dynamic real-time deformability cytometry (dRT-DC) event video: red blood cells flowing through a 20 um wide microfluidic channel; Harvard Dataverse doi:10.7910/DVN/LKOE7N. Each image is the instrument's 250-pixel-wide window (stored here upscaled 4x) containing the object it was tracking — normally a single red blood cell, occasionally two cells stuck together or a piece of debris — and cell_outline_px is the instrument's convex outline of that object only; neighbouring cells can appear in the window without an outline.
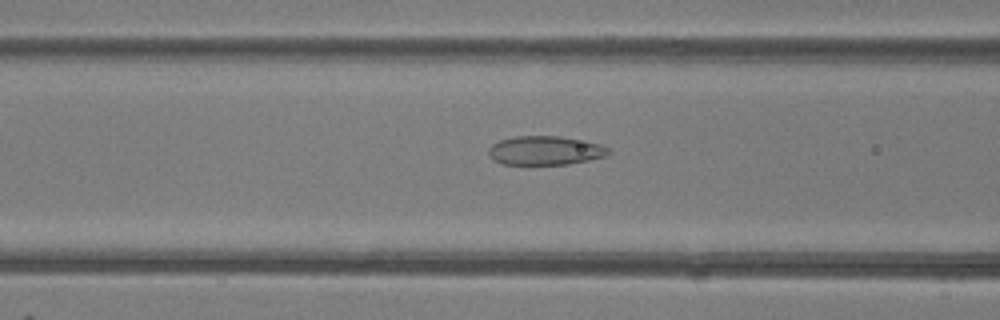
{"species": "common noctule bat (a hibernating species)", "species_latin": "Nyctalus noctula", "temperature_condition": "room temperature", "stored_images_in_passage": 15, "camera_frame_rate_fps": 3000, "um_per_image_px": 0.085, "animal": {"sex": "female"}, "frame": {"image": 1, "passage_image": 13, "time_ms": 4.0, "image_size_px": [1000, 320], "cell_outline_px": [[612, 152], [604, 156], [588, 160], [568, 164], [500, 164], [492, 160], [488, 152], [488, 148], [492, 144], [500, 140], [516, 136], [560, 136], [600, 144], [612, 148]], "centroid_in_image_um": [46.33, 12.79], "position_along_channel_um": 120.3, "area_um2": 20.29}}